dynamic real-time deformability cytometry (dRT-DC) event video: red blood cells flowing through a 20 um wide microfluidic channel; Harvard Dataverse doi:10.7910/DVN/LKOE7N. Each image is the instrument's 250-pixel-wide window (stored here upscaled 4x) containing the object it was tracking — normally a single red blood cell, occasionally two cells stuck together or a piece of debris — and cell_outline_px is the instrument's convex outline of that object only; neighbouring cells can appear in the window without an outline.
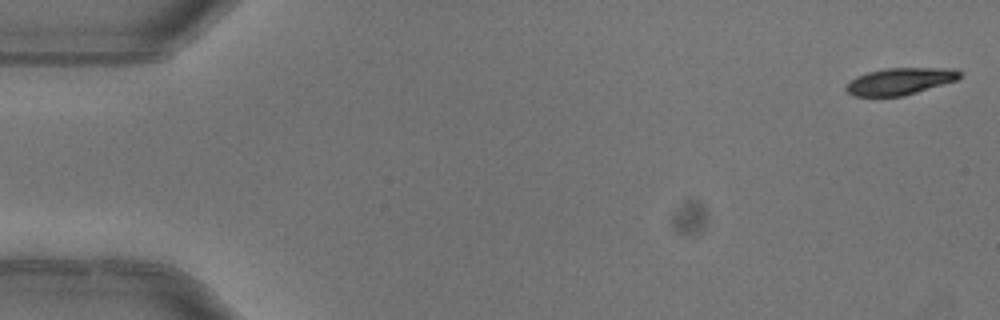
{"species": "common noctule bat (a hibernating species)", "species_latin": "Nyctalus noctula", "temperature_condition": "warm", "stored_images_in_passage": 4, "camera_frame_rate_fps": 3000, "um_per_image_px": 0.085, "animal": {"sex": "female"}, "frame": {"image": 1, "passage_image": 1, "time_ms": 0.0, "image_size_px": [1000, 320], "cell_outline_px": [[960, 76], [956, 80], [904, 96], [856, 96], [848, 92], [844, 88], [856, 76], [868, 72], [888, 68], [952, 68], [960, 72]], "centroid_in_image_um": [76.49, 6.91], "position_along_channel_um": 8.5, "area_um2": 17.51}}
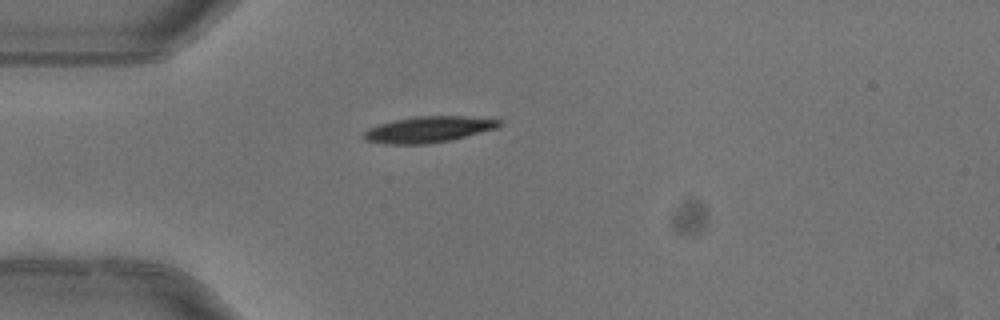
{"frame": {"image": 2, "passage_image": 4, "time_ms": 1.0, "image_size_px": [1000, 320], "cell_outline_px": [[500, 124], [496, 128], [452, 140], [428, 144], [384, 144], [364, 140], [360, 136], [368, 128], [380, 124], [396, 120], [416, 116], [464, 116], [500, 120]], "centroid_in_image_um": [36.35, 11.02], "position_along_channel_um": 48.6, "area_um2": 20.52}}